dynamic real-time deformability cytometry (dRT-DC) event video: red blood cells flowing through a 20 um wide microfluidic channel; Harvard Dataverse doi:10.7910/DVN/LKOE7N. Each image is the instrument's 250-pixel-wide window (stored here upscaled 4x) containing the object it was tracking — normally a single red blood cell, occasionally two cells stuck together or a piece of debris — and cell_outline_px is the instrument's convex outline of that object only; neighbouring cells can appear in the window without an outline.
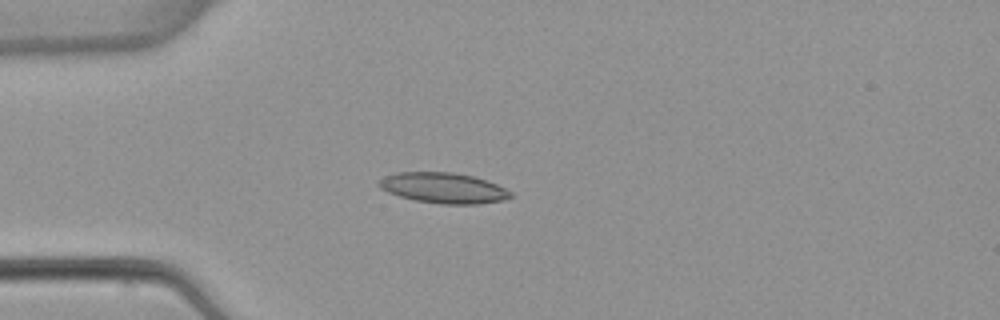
{"species": "common noctule bat (a hibernating species)", "species_latin": "Nyctalus noctula", "temperature_condition": "warm", "stored_images_in_passage": 5, "camera_frame_rate_fps": 3000, "um_per_image_px": 0.085, "animal": {"sex": "female", "body_mass_g": 22.7, "forearm_length_mm": 54.2}, "frame": {"image": 1, "passage_image": 4, "time_ms": 3.667, "image_size_px": [1000, 320], "cell_outline_px": [[512, 196], [504, 200], [480, 204], [440, 204], [416, 200], [400, 196], [388, 192], [380, 188], [376, 184], [384, 176], [400, 172], [452, 172], [472, 176], [496, 184], [512, 192]], "centroid_in_image_um": [37.68, 15.98], "position_along_channel_um": 47.3, "area_um2": 23.29}}